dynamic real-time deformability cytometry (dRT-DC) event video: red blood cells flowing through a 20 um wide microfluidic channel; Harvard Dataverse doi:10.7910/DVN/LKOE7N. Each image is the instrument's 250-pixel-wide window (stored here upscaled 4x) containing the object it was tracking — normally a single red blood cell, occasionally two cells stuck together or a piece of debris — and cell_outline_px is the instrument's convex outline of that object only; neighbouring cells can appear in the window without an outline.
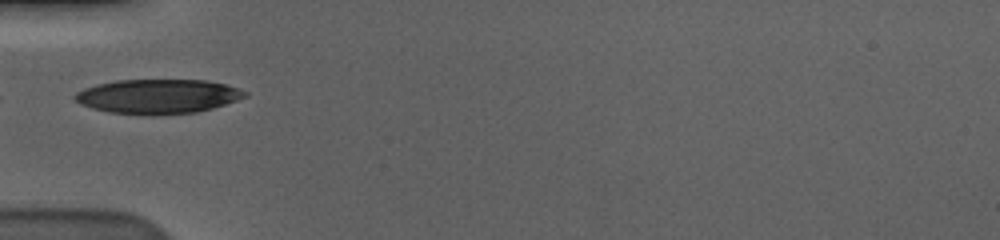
{"species": "human", "species_latin": "Homo sapiens", "temperature_condition": "cold", "stored_images_in_passage": 38, "camera_frame_rate_fps": 3000, "um_per_image_px": 0.085, "donor": {"sex": "male"}, "frame": {"image": 1, "passage_image": 1, "time_ms": 0.0, "image_size_px": [1000, 240], "cell_outline_px": [[248, 96], [212, 108], [196, 112], [152, 116], [144, 116], [108, 112], [92, 108], [80, 104], [72, 96], [76, 92], [84, 88], [96, 84], [116, 80], [208, 80], [224, 84], [248, 92]], "centroid_in_image_um": [13.38, 8.2], "position_along_channel_um": 71.6, "area_um2": 34.39}}
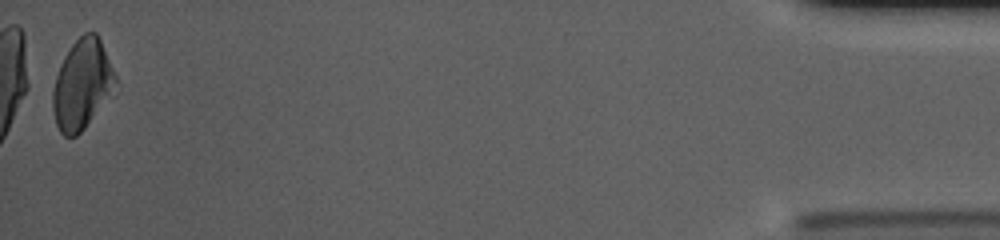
{"frame": {"image": 2, "passage_image": 38, "time_ms": 12.333, "image_size_px": [1000, 240], "cell_outline_px": [[116, 80], [84, 128], [76, 136], [64, 136], [60, 132], [56, 124], [52, 108], [52, 92], [56, 76], [60, 64], [64, 56], [72, 44], [84, 32], [96, 32], [100, 40], [116, 76]], "centroid_in_image_um": [6.9, 7.13], "position_along_channel_um": 428.3, "area_um2": 31.5}, "authors_computed_cell_mechanics": {"area_um2": 33.8997, "velocity_mm_per_s": 3.6073, "shape_relaxation_time_tau1_ms": 5.3147, "shape_relaxation_time_tau2_ms": 2.3857, "deformation_change_tau1": 0.1544, "deformation_change_tau2": 0.0586}}